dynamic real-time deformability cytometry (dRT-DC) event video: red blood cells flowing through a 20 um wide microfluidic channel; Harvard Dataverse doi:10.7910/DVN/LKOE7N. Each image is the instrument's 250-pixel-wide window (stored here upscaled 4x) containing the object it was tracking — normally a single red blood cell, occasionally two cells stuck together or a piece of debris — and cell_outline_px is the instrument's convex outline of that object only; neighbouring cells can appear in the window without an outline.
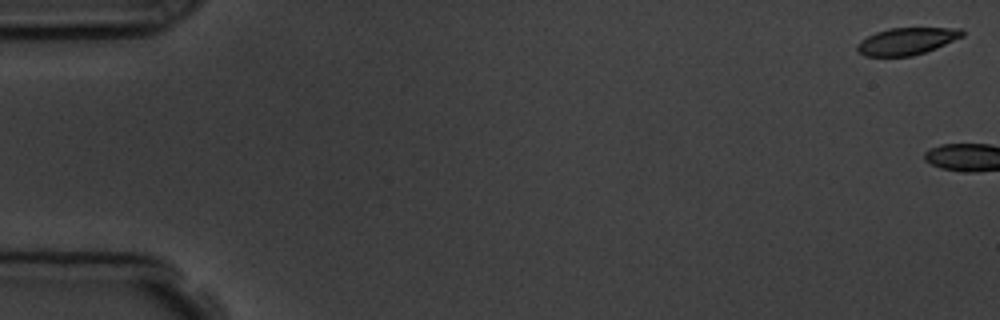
{"species": "common noctule bat (a hibernating species)", "species_latin": "Nyctalus noctula", "temperature_condition": "room temperature", "stored_images_in_passage": 6, "camera_frame_rate_fps": 3000, "um_per_image_px": 0.085, "animal": {"sex": "male", "body_mass_g": 19.5, "forearm_length_mm": 54.6}, "frame": {"image": 1, "passage_image": 1, "time_ms": 0.0, "image_size_px": [1000, 320], "cell_outline_px": [[964, 36], [936, 48], [912, 56], [864, 56], [856, 48], [860, 40], [876, 32], [892, 28], [960, 28], [964, 32]], "centroid_in_image_um": [77.08, 3.5], "position_along_channel_um": 7.9, "area_um2": 16.42}}